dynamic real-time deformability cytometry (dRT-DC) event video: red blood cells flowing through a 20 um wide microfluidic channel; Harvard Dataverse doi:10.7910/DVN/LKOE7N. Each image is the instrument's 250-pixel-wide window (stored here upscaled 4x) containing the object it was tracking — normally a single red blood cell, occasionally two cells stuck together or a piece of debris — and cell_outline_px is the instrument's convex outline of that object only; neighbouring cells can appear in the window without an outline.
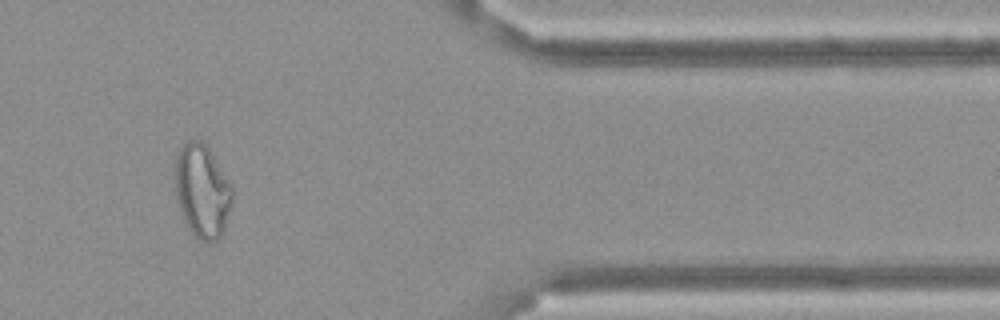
{"species": "Egyptian fruit bat (a non-hibernating species)", "species_latin": "Rousettus aegyptiacus", "temperature_condition": "cold", "stored_images_in_passage": 14, "camera_frame_rate_fps": 3000, "um_per_image_px": 0.085, "frame": {"image": 1, "passage_image": 12, "time_ms": 3.667, "image_size_px": [1000, 320], "cell_outline_px": [[232, 204], [224, 228], [220, 236], [216, 240], [200, 240], [188, 228], [184, 220], [176, 200], [176, 152], [188, 140], [200, 140], [208, 148], [232, 184]], "centroid_in_image_um": [17.19, 16.22], "position_along_channel_um": 394.2, "area_um2": 30.81}}